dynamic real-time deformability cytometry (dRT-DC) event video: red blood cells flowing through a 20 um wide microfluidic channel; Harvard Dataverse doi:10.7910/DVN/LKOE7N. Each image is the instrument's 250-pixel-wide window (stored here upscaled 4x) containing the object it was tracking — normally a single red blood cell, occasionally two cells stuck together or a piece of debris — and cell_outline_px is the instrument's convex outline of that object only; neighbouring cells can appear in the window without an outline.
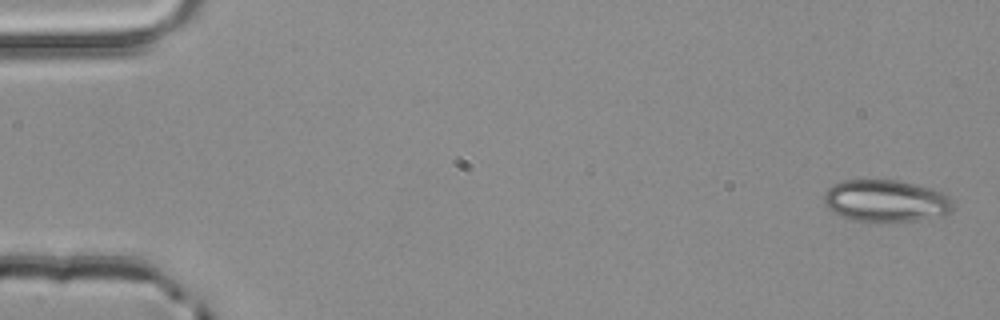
{"species": "common noctule bat (a hibernating species)", "species_latin": "Nyctalus noctula", "temperature_condition": "room temperature", "stored_images_in_passage": 4, "camera_frame_rate_fps": 3000, "um_per_image_px": 0.085, "animal": {"sex": "male", "body_mass_g": 20.4}, "frame": {"image": 1, "passage_image": 1, "time_ms": 0.0, "image_size_px": [1000, 320], "cell_outline_px": [[956, 208], [952, 212], [944, 216], [888, 224], [856, 220], [840, 216], [832, 212], [824, 204], [824, 192], [832, 184], [840, 180], [896, 180], [932, 188], [948, 196], [952, 200]], "centroid_in_image_um": [75.31, 17.1], "position_along_channel_um": 9.7, "area_um2": 32.48}}